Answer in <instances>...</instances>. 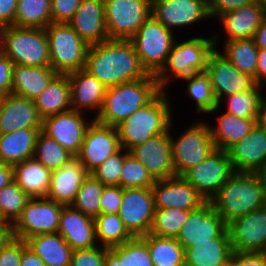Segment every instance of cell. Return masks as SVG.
<instances>
[{"label": "cell", "mask_w": 266, "mask_h": 266, "mask_svg": "<svg viewBox=\"0 0 266 266\" xmlns=\"http://www.w3.org/2000/svg\"><path fill=\"white\" fill-rule=\"evenodd\" d=\"M234 173L228 152L215 149L206 160L192 167L183 177L205 201H211Z\"/></svg>", "instance_id": "12"}, {"label": "cell", "mask_w": 266, "mask_h": 266, "mask_svg": "<svg viewBox=\"0 0 266 266\" xmlns=\"http://www.w3.org/2000/svg\"><path fill=\"white\" fill-rule=\"evenodd\" d=\"M151 15L172 31L211 18L207 0H152Z\"/></svg>", "instance_id": "17"}, {"label": "cell", "mask_w": 266, "mask_h": 266, "mask_svg": "<svg viewBox=\"0 0 266 266\" xmlns=\"http://www.w3.org/2000/svg\"><path fill=\"white\" fill-rule=\"evenodd\" d=\"M220 36L192 37L184 41L175 39L164 66L155 75L161 90L166 91L173 81H180L196 72L206 71L210 54L219 47Z\"/></svg>", "instance_id": "2"}, {"label": "cell", "mask_w": 266, "mask_h": 266, "mask_svg": "<svg viewBox=\"0 0 266 266\" xmlns=\"http://www.w3.org/2000/svg\"><path fill=\"white\" fill-rule=\"evenodd\" d=\"M0 50L13 64L50 66L47 34L44 28L4 26L0 28Z\"/></svg>", "instance_id": "6"}, {"label": "cell", "mask_w": 266, "mask_h": 266, "mask_svg": "<svg viewBox=\"0 0 266 266\" xmlns=\"http://www.w3.org/2000/svg\"><path fill=\"white\" fill-rule=\"evenodd\" d=\"M231 262L233 266H266V252L234 251Z\"/></svg>", "instance_id": "55"}, {"label": "cell", "mask_w": 266, "mask_h": 266, "mask_svg": "<svg viewBox=\"0 0 266 266\" xmlns=\"http://www.w3.org/2000/svg\"><path fill=\"white\" fill-rule=\"evenodd\" d=\"M13 61L0 50V97L12 94Z\"/></svg>", "instance_id": "54"}, {"label": "cell", "mask_w": 266, "mask_h": 266, "mask_svg": "<svg viewBox=\"0 0 266 266\" xmlns=\"http://www.w3.org/2000/svg\"><path fill=\"white\" fill-rule=\"evenodd\" d=\"M13 180V167L0 162V190Z\"/></svg>", "instance_id": "60"}, {"label": "cell", "mask_w": 266, "mask_h": 266, "mask_svg": "<svg viewBox=\"0 0 266 266\" xmlns=\"http://www.w3.org/2000/svg\"><path fill=\"white\" fill-rule=\"evenodd\" d=\"M259 175L261 184H262V189H263V194H264V202H265V206H266V168L259 171L257 173Z\"/></svg>", "instance_id": "64"}, {"label": "cell", "mask_w": 266, "mask_h": 266, "mask_svg": "<svg viewBox=\"0 0 266 266\" xmlns=\"http://www.w3.org/2000/svg\"><path fill=\"white\" fill-rule=\"evenodd\" d=\"M120 149L116 127L101 124L94 119L86 130L81 151L76 157L91 173Z\"/></svg>", "instance_id": "16"}, {"label": "cell", "mask_w": 266, "mask_h": 266, "mask_svg": "<svg viewBox=\"0 0 266 266\" xmlns=\"http://www.w3.org/2000/svg\"><path fill=\"white\" fill-rule=\"evenodd\" d=\"M107 249L99 245L89 249L73 250L70 266H104Z\"/></svg>", "instance_id": "49"}, {"label": "cell", "mask_w": 266, "mask_h": 266, "mask_svg": "<svg viewBox=\"0 0 266 266\" xmlns=\"http://www.w3.org/2000/svg\"><path fill=\"white\" fill-rule=\"evenodd\" d=\"M235 172L258 173L266 168V126L258 122L251 132L228 150Z\"/></svg>", "instance_id": "21"}, {"label": "cell", "mask_w": 266, "mask_h": 266, "mask_svg": "<svg viewBox=\"0 0 266 266\" xmlns=\"http://www.w3.org/2000/svg\"><path fill=\"white\" fill-rule=\"evenodd\" d=\"M73 157L54 139L48 137L42 131L38 133L33 158L50 171L61 168Z\"/></svg>", "instance_id": "42"}, {"label": "cell", "mask_w": 266, "mask_h": 266, "mask_svg": "<svg viewBox=\"0 0 266 266\" xmlns=\"http://www.w3.org/2000/svg\"><path fill=\"white\" fill-rule=\"evenodd\" d=\"M155 181L139 160L130 153L125 157L120 175L121 188H151Z\"/></svg>", "instance_id": "46"}, {"label": "cell", "mask_w": 266, "mask_h": 266, "mask_svg": "<svg viewBox=\"0 0 266 266\" xmlns=\"http://www.w3.org/2000/svg\"><path fill=\"white\" fill-rule=\"evenodd\" d=\"M162 90L155 75L109 87L100 113L94 119L104 125L118 126L136 110L150 103Z\"/></svg>", "instance_id": "3"}, {"label": "cell", "mask_w": 266, "mask_h": 266, "mask_svg": "<svg viewBox=\"0 0 266 266\" xmlns=\"http://www.w3.org/2000/svg\"><path fill=\"white\" fill-rule=\"evenodd\" d=\"M226 228L227 225L218 211L210 201H206L190 212L176 239L186 249L195 243L212 242Z\"/></svg>", "instance_id": "18"}, {"label": "cell", "mask_w": 266, "mask_h": 266, "mask_svg": "<svg viewBox=\"0 0 266 266\" xmlns=\"http://www.w3.org/2000/svg\"><path fill=\"white\" fill-rule=\"evenodd\" d=\"M141 238L147 243L154 266H185V249L176 238L150 233Z\"/></svg>", "instance_id": "36"}, {"label": "cell", "mask_w": 266, "mask_h": 266, "mask_svg": "<svg viewBox=\"0 0 266 266\" xmlns=\"http://www.w3.org/2000/svg\"><path fill=\"white\" fill-rule=\"evenodd\" d=\"M191 211L178 208H155L150 234L177 238Z\"/></svg>", "instance_id": "43"}, {"label": "cell", "mask_w": 266, "mask_h": 266, "mask_svg": "<svg viewBox=\"0 0 266 266\" xmlns=\"http://www.w3.org/2000/svg\"><path fill=\"white\" fill-rule=\"evenodd\" d=\"M181 80L187 82L186 91L189 98L196 103V113L208 115L220 109L207 71L196 72Z\"/></svg>", "instance_id": "38"}, {"label": "cell", "mask_w": 266, "mask_h": 266, "mask_svg": "<svg viewBox=\"0 0 266 266\" xmlns=\"http://www.w3.org/2000/svg\"><path fill=\"white\" fill-rule=\"evenodd\" d=\"M84 69L107 88L148 75L132 42L122 39H108L89 46Z\"/></svg>", "instance_id": "1"}, {"label": "cell", "mask_w": 266, "mask_h": 266, "mask_svg": "<svg viewBox=\"0 0 266 266\" xmlns=\"http://www.w3.org/2000/svg\"><path fill=\"white\" fill-rule=\"evenodd\" d=\"M223 45V54L241 72L255 78L259 48L253 38L229 40Z\"/></svg>", "instance_id": "37"}, {"label": "cell", "mask_w": 266, "mask_h": 266, "mask_svg": "<svg viewBox=\"0 0 266 266\" xmlns=\"http://www.w3.org/2000/svg\"><path fill=\"white\" fill-rule=\"evenodd\" d=\"M174 34L151 15L130 39L148 74L156 75L164 66L177 39Z\"/></svg>", "instance_id": "8"}, {"label": "cell", "mask_w": 266, "mask_h": 266, "mask_svg": "<svg viewBox=\"0 0 266 266\" xmlns=\"http://www.w3.org/2000/svg\"><path fill=\"white\" fill-rule=\"evenodd\" d=\"M152 0H104L109 39L130 40L151 16Z\"/></svg>", "instance_id": "10"}, {"label": "cell", "mask_w": 266, "mask_h": 266, "mask_svg": "<svg viewBox=\"0 0 266 266\" xmlns=\"http://www.w3.org/2000/svg\"><path fill=\"white\" fill-rule=\"evenodd\" d=\"M22 128H42L35 101L13 93L0 97V134Z\"/></svg>", "instance_id": "23"}, {"label": "cell", "mask_w": 266, "mask_h": 266, "mask_svg": "<svg viewBox=\"0 0 266 266\" xmlns=\"http://www.w3.org/2000/svg\"><path fill=\"white\" fill-rule=\"evenodd\" d=\"M68 79L72 109L80 112L93 110L96 111L94 118L97 117L102 109L107 87L85 69L69 73Z\"/></svg>", "instance_id": "26"}, {"label": "cell", "mask_w": 266, "mask_h": 266, "mask_svg": "<svg viewBox=\"0 0 266 266\" xmlns=\"http://www.w3.org/2000/svg\"><path fill=\"white\" fill-rule=\"evenodd\" d=\"M123 188L105 185L100 198V214H118L122 203Z\"/></svg>", "instance_id": "50"}, {"label": "cell", "mask_w": 266, "mask_h": 266, "mask_svg": "<svg viewBox=\"0 0 266 266\" xmlns=\"http://www.w3.org/2000/svg\"><path fill=\"white\" fill-rule=\"evenodd\" d=\"M42 128H22L0 134V162L15 165L33 158L38 133Z\"/></svg>", "instance_id": "31"}, {"label": "cell", "mask_w": 266, "mask_h": 266, "mask_svg": "<svg viewBox=\"0 0 266 266\" xmlns=\"http://www.w3.org/2000/svg\"><path fill=\"white\" fill-rule=\"evenodd\" d=\"M94 221L96 240L102 247L110 249L133 238L118 214H100Z\"/></svg>", "instance_id": "40"}, {"label": "cell", "mask_w": 266, "mask_h": 266, "mask_svg": "<svg viewBox=\"0 0 266 266\" xmlns=\"http://www.w3.org/2000/svg\"><path fill=\"white\" fill-rule=\"evenodd\" d=\"M170 126V141L172 149V160L176 176H183L192 167L197 166L207 159L216 149L211 137L207 121L195 122L188 126L175 140Z\"/></svg>", "instance_id": "9"}, {"label": "cell", "mask_w": 266, "mask_h": 266, "mask_svg": "<svg viewBox=\"0 0 266 266\" xmlns=\"http://www.w3.org/2000/svg\"><path fill=\"white\" fill-rule=\"evenodd\" d=\"M224 266H233L232 262L230 261L229 263H227L226 265Z\"/></svg>", "instance_id": "66"}, {"label": "cell", "mask_w": 266, "mask_h": 266, "mask_svg": "<svg viewBox=\"0 0 266 266\" xmlns=\"http://www.w3.org/2000/svg\"><path fill=\"white\" fill-rule=\"evenodd\" d=\"M233 248L226 228L212 242L195 243L185 249V266H224L231 261Z\"/></svg>", "instance_id": "29"}, {"label": "cell", "mask_w": 266, "mask_h": 266, "mask_svg": "<svg viewBox=\"0 0 266 266\" xmlns=\"http://www.w3.org/2000/svg\"><path fill=\"white\" fill-rule=\"evenodd\" d=\"M167 92L162 90L150 103L116 126L121 148L130 151L153 136L169 130L174 119Z\"/></svg>", "instance_id": "4"}, {"label": "cell", "mask_w": 266, "mask_h": 266, "mask_svg": "<svg viewBox=\"0 0 266 266\" xmlns=\"http://www.w3.org/2000/svg\"><path fill=\"white\" fill-rule=\"evenodd\" d=\"M253 39L258 48L266 49V17L256 30Z\"/></svg>", "instance_id": "61"}, {"label": "cell", "mask_w": 266, "mask_h": 266, "mask_svg": "<svg viewBox=\"0 0 266 266\" xmlns=\"http://www.w3.org/2000/svg\"><path fill=\"white\" fill-rule=\"evenodd\" d=\"M50 66L58 74H69L85 68L89 45L64 22H51L45 28Z\"/></svg>", "instance_id": "7"}, {"label": "cell", "mask_w": 266, "mask_h": 266, "mask_svg": "<svg viewBox=\"0 0 266 266\" xmlns=\"http://www.w3.org/2000/svg\"><path fill=\"white\" fill-rule=\"evenodd\" d=\"M256 85L266 87V49L259 48L256 75L254 78Z\"/></svg>", "instance_id": "57"}, {"label": "cell", "mask_w": 266, "mask_h": 266, "mask_svg": "<svg viewBox=\"0 0 266 266\" xmlns=\"http://www.w3.org/2000/svg\"><path fill=\"white\" fill-rule=\"evenodd\" d=\"M110 249L123 260V266H154L147 243L141 237H133Z\"/></svg>", "instance_id": "47"}, {"label": "cell", "mask_w": 266, "mask_h": 266, "mask_svg": "<svg viewBox=\"0 0 266 266\" xmlns=\"http://www.w3.org/2000/svg\"><path fill=\"white\" fill-rule=\"evenodd\" d=\"M257 2V0H207L208 11L211 18L231 12L245 5Z\"/></svg>", "instance_id": "53"}, {"label": "cell", "mask_w": 266, "mask_h": 266, "mask_svg": "<svg viewBox=\"0 0 266 266\" xmlns=\"http://www.w3.org/2000/svg\"><path fill=\"white\" fill-rule=\"evenodd\" d=\"M154 211L152 188L123 189L118 215L133 237H142L150 232Z\"/></svg>", "instance_id": "13"}, {"label": "cell", "mask_w": 266, "mask_h": 266, "mask_svg": "<svg viewBox=\"0 0 266 266\" xmlns=\"http://www.w3.org/2000/svg\"><path fill=\"white\" fill-rule=\"evenodd\" d=\"M13 224L0 219V248L14 239Z\"/></svg>", "instance_id": "58"}, {"label": "cell", "mask_w": 266, "mask_h": 266, "mask_svg": "<svg viewBox=\"0 0 266 266\" xmlns=\"http://www.w3.org/2000/svg\"><path fill=\"white\" fill-rule=\"evenodd\" d=\"M104 266H123V260H121L111 249H107Z\"/></svg>", "instance_id": "62"}, {"label": "cell", "mask_w": 266, "mask_h": 266, "mask_svg": "<svg viewBox=\"0 0 266 266\" xmlns=\"http://www.w3.org/2000/svg\"><path fill=\"white\" fill-rule=\"evenodd\" d=\"M17 10V0H0V28L13 26Z\"/></svg>", "instance_id": "56"}, {"label": "cell", "mask_w": 266, "mask_h": 266, "mask_svg": "<svg viewBox=\"0 0 266 266\" xmlns=\"http://www.w3.org/2000/svg\"><path fill=\"white\" fill-rule=\"evenodd\" d=\"M226 225L265 205L257 173L235 172L210 201Z\"/></svg>", "instance_id": "5"}, {"label": "cell", "mask_w": 266, "mask_h": 266, "mask_svg": "<svg viewBox=\"0 0 266 266\" xmlns=\"http://www.w3.org/2000/svg\"><path fill=\"white\" fill-rule=\"evenodd\" d=\"M90 175L82 162L73 157L61 168L51 171L47 198L63 205H71L83 181Z\"/></svg>", "instance_id": "27"}, {"label": "cell", "mask_w": 266, "mask_h": 266, "mask_svg": "<svg viewBox=\"0 0 266 266\" xmlns=\"http://www.w3.org/2000/svg\"><path fill=\"white\" fill-rule=\"evenodd\" d=\"M20 266H46L41 258L36 255L29 247L22 252Z\"/></svg>", "instance_id": "59"}, {"label": "cell", "mask_w": 266, "mask_h": 266, "mask_svg": "<svg viewBox=\"0 0 266 266\" xmlns=\"http://www.w3.org/2000/svg\"><path fill=\"white\" fill-rule=\"evenodd\" d=\"M82 0H51L52 22L67 23L75 14Z\"/></svg>", "instance_id": "52"}, {"label": "cell", "mask_w": 266, "mask_h": 266, "mask_svg": "<svg viewBox=\"0 0 266 266\" xmlns=\"http://www.w3.org/2000/svg\"><path fill=\"white\" fill-rule=\"evenodd\" d=\"M58 233L73 249L97 247L95 221L72 205H64L59 218Z\"/></svg>", "instance_id": "24"}, {"label": "cell", "mask_w": 266, "mask_h": 266, "mask_svg": "<svg viewBox=\"0 0 266 266\" xmlns=\"http://www.w3.org/2000/svg\"><path fill=\"white\" fill-rule=\"evenodd\" d=\"M129 152L141 162L155 180L176 176L172 160L170 129L135 146Z\"/></svg>", "instance_id": "20"}, {"label": "cell", "mask_w": 266, "mask_h": 266, "mask_svg": "<svg viewBox=\"0 0 266 266\" xmlns=\"http://www.w3.org/2000/svg\"><path fill=\"white\" fill-rule=\"evenodd\" d=\"M151 188L155 208H178L193 211L206 202L183 176L156 180Z\"/></svg>", "instance_id": "22"}, {"label": "cell", "mask_w": 266, "mask_h": 266, "mask_svg": "<svg viewBox=\"0 0 266 266\" xmlns=\"http://www.w3.org/2000/svg\"><path fill=\"white\" fill-rule=\"evenodd\" d=\"M63 204L47 197H33L13 224L14 237L26 241L28 238L58 232Z\"/></svg>", "instance_id": "11"}, {"label": "cell", "mask_w": 266, "mask_h": 266, "mask_svg": "<svg viewBox=\"0 0 266 266\" xmlns=\"http://www.w3.org/2000/svg\"><path fill=\"white\" fill-rule=\"evenodd\" d=\"M58 75L51 66H22L14 64L12 93L35 100Z\"/></svg>", "instance_id": "30"}, {"label": "cell", "mask_w": 266, "mask_h": 266, "mask_svg": "<svg viewBox=\"0 0 266 266\" xmlns=\"http://www.w3.org/2000/svg\"><path fill=\"white\" fill-rule=\"evenodd\" d=\"M266 17V12L260 3L254 2L231 12L221 14L218 18L222 26L225 41L250 39Z\"/></svg>", "instance_id": "28"}, {"label": "cell", "mask_w": 266, "mask_h": 266, "mask_svg": "<svg viewBox=\"0 0 266 266\" xmlns=\"http://www.w3.org/2000/svg\"><path fill=\"white\" fill-rule=\"evenodd\" d=\"M51 0H17L13 26L46 28L52 22Z\"/></svg>", "instance_id": "39"}, {"label": "cell", "mask_w": 266, "mask_h": 266, "mask_svg": "<svg viewBox=\"0 0 266 266\" xmlns=\"http://www.w3.org/2000/svg\"><path fill=\"white\" fill-rule=\"evenodd\" d=\"M34 101L38 115L42 120L71 110L68 74H58Z\"/></svg>", "instance_id": "34"}, {"label": "cell", "mask_w": 266, "mask_h": 266, "mask_svg": "<svg viewBox=\"0 0 266 266\" xmlns=\"http://www.w3.org/2000/svg\"><path fill=\"white\" fill-rule=\"evenodd\" d=\"M259 122L266 126V96L264 94L262 95V98H261V109H260V121Z\"/></svg>", "instance_id": "63"}, {"label": "cell", "mask_w": 266, "mask_h": 266, "mask_svg": "<svg viewBox=\"0 0 266 266\" xmlns=\"http://www.w3.org/2000/svg\"><path fill=\"white\" fill-rule=\"evenodd\" d=\"M233 251L266 252V206L227 225Z\"/></svg>", "instance_id": "19"}, {"label": "cell", "mask_w": 266, "mask_h": 266, "mask_svg": "<svg viewBox=\"0 0 266 266\" xmlns=\"http://www.w3.org/2000/svg\"><path fill=\"white\" fill-rule=\"evenodd\" d=\"M26 243L46 266H70L71 264L73 249L58 232L30 237Z\"/></svg>", "instance_id": "35"}, {"label": "cell", "mask_w": 266, "mask_h": 266, "mask_svg": "<svg viewBox=\"0 0 266 266\" xmlns=\"http://www.w3.org/2000/svg\"><path fill=\"white\" fill-rule=\"evenodd\" d=\"M266 12V0H257Z\"/></svg>", "instance_id": "65"}, {"label": "cell", "mask_w": 266, "mask_h": 266, "mask_svg": "<svg viewBox=\"0 0 266 266\" xmlns=\"http://www.w3.org/2000/svg\"><path fill=\"white\" fill-rule=\"evenodd\" d=\"M85 116L84 112L71 109L46 117L42 120L41 131L76 157L81 151L86 130L94 120Z\"/></svg>", "instance_id": "14"}, {"label": "cell", "mask_w": 266, "mask_h": 266, "mask_svg": "<svg viewBox=\"0 0 266 266\" xmlns=\"http://www.w3.org/2000/svg\"><path fill=\"white\" fill-rule=\"evenodd\" d=\"M104 186L92 175H88L80 186L76 199L71 205L86 216L95 219L100 215V198Z\"/></svg>", "instance_id": "45"}, {"label": "cell", "mask_w": 266, "mask_h": 266, "mask_svg": "<svg viewBox=\"0 0 266 266\" xmlns=\"http://www.w3.org/2000/svg\"><path fill=\"white\" fill-rule=\"evenodd\" d=\"M266 89L256 85L253 89L225 97V113L245 119H260L262 90Z\"/></svg>", "instance_id": "41"}, {"label": "cell", "mask_w": 266, "mask_h": 266, "mask_svg": "<svg viewBox=\"0 0 266 266\" xmlns=\"http://www.w3.org/2000/svg\"><path fill=\"white\" fill-rule=\"evenodd\" d=\"M67 23L89 46L109 39L104 0H82L74 16Z\"/></svg>", "instance_id": "25"}, {"label": "cell", "mask_w": 266, "mask_h": 266, "mask_svg": "<svg viewBox=\"0 0 266 266\" xmlns=\"http://www.w3.org/2000/svg\"><path fill=\"white\" fill-rule=\"evenodd\" d=\"M217 117L216 126H211L210 123L208 126L215 148L224 151L244 139L260 121V119H245L225 112Z\"/></svg>", "instance_id": "32"}, {"label": "cell", "mask_w": 266, "mask_h": 266, "mask_svg": "<svg viewBox=\"0 0 266 266\" xmlns=\"http://www.w3.org/2000/svg\"><path fill=\"white\" fill-rule=\"evenodd\" d=\"M30 199L12 180L0 190V219L14 224Z\"/></svg>", "instance_id": "44"}, {"label": "cell", "mask_w": 266, "mask_h": 266, "mask_svg": "<svg viewBox=\"0 0 266 266\" xmlns=\"http://www.w3.org/2000/svg\"><path fill=\"white\" fill-rule=\"evenodd\" d=\"M129 153V151L121 148L119 151L108 157L95 170H93L90 175L103 185L120 186V175L123 161Z\"/></svg>", "instance_id": "48"}, {"label": "cell", "mask_w": 266, "mask_h": 266, "mask_svg": "<svg viewBox=\"0 0 266 266\" xmlns=\"http://www.w3.org/2000/svg\"><path fill=\"white\" fill-rule=\"evenodd\" d=\"M206 71L210 76L219 108L223 105V96L228 97L256 86L253 77L241 72L217 49L210 54Z\"/></svg>", "instance_id": "15"}, {"label": "cell", "mask_w": 266, "mask_h": 266, "mask_svg": "<svg viewBox=\"0 0 266 266\" xmlns=\"http://www.w3.org/2000/svg\"><path fill=\"white\" fill-rule=\"evenodd\" d=\"M13 167V180L31 198L46 197L49 190L51 171L34 158Z\"/></svg>", "instance_id": "33"}, {"label": "cell", "mask_w": 266, "mask_h": 266, "mask_svg": "<svg viewBox=\"0 0 266 266\" xmlns=\"http://www.w3.org/2000/svg\"><path fill=\"white\" fill-rule=\"evenodd\" d=\"M26 241L14 238L0 248V266H20L22 252L27 248Z\"/></svg>", "instance_id": "51"}]
</instances>
